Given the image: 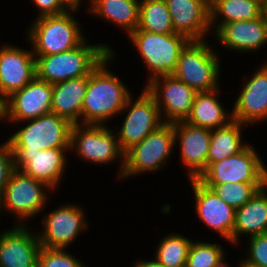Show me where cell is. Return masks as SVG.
Segmentation results:
<instances>
[{"label":"cell","mask_w":267,"mask_h":267,"mask_svg":"<svg viewBox=\"0 0 267 267\" xmlns=\"http://www.w3.org/2000/svg\"><path fill=\"white\" fill-rule=\"evenodd\" d=\"M113 50L88 76L84 96L81 124L107 125L120 115L128 98L133 95L119 76L108 68L116 56Z\"/></svg>","instance_id":"obj_1"},{"label":"cell","mask_w":267,"mask_h":267,"mask_svg":"<svg viewBox=\"0 0 267 267\" xmlns=\"http://www.w3.org/2000/svg\"><path fill=\"white\" fill-rule=\"evenodd\" d=\"M114 48L107 43L89 44L86 38L77 47L59 54L35 56L36 77L51 84L89 76Z\"/></svg>","instance_id":"obj_2"},{"label":"cell","mask_w":267,"mask_h":267,"mask_svg":"<svg viewBox=\"0 0 267 267\" xmlns=\"http://www.w3.org/2000/svg\"><path fill=\"white\" fill-rule=\"evenodd\" d=\"M75 13L40 16L30 23L26 36L34 56L69 51L86 39Z\"/></svg>","instance_id":"obj_3"},{"label":"cell","mask_w":267,"mask_h":267,"mask_svg":"<svg viewBox=\"0 0 267 267\" xmlns=\"http://www.w3.org/2000/svg\"><path fill=\"white\" fill-rule=\"evenodd\" d=\"M209 40H190L183 48L172 74L196 92L219 88L221 63L218 50ZM214 48V50H213ZM216 51V52H215Z\"/></svg>","instance_id":"obj_4"},{"label":"cell","mask_w":267,"mask_h":267,"mask_svg":"<svg viewBox=\"0 0 267 267\" xmlns=\"http://www.w3.org/2000/svg\"><path fill=\"white\" fill-rule=\"evenodd\" d=\"M107 125L73 124L69 152L94 165H109L119 160L118 180L125 166V152L120 148L114 128ZM72 151V152H71Z\"/></svg>","instance_id":"obj_5"},{"label":"cell","mask_w":267,"mask_h":267,"mask_svg":"<svg viewBox=\"0 0 267 267\" xmlns=\"http://www.w3.org/2000/svg\"><path fill=\"white\" fill-rule=\"evenodd\" d=\"M127 38L146 64L149 72L146 84L156 77L172 75L181 51L190 41L178 33L155 34L146 30H135Z\"/></svg>","instance_id":"obj_6"},{"label":"cell","mask_w":267,"mask_h":267,"mask_svg":"<svg viewBox=\"0 0 267 267\" xmlns=\"http://www.w3.org/2000/svg\"><path fill=\"white\" fill-rule=\"evenodd\" d=\"M51 190L45 183L15 169L0 197V215L6 210L5 213L15 216V225H28L27 219L36 218L42 211L44 213Z\"/></svg>","instance_id":"obj_7"},{"label":"cell","mask_w":267,"mask_h":267,"mask_svg":"<svg viewBox=\"0 0 267 267\" xmlns=\"http://www.w3.org/2000/svg\"><path fill=\"white\" fill-rule=\"evenodd\" d=\"M174 147V126L171 123H163L125 152V166L119 180L163 169L167 161L169 164L168 159L172 156Z\"/></svg>","instance_id":"obj_8"},{"label":"cell","mask_w":267,"mask_h":267,"mask_svg":"<svg viewBox=\"0 0 267 267\" xmlns=\"http://www.w3.org/2000/svg\"><path fill=\"white\" fill-rule=\"evenodd\" d=\"M18 123L23 125L22 128L20 127L8 137L12 151L37 152L44 149L70 147L73 124L64 117L48 113Z\"/></svg>","instance_id":"obj_9"},{"label":"cell","mask_w":267,"mask_h":267,"mask_svg":"<svg viewBox=\"0 0 267 267\" xmlns=\"http://www.w3.org/2000/svg\"><path fill=\"white\" fill-rule=\"evenodd\" d=\"M256 150L248 144L239 153L211 163L197 180L201 184L267 183V166Z\"/></svg>","instance_id":"obj_10"},{"label":"cell","mask_w":267,"mask_h":267,"mask_svg":"<svg viewBox=\"0 0 267 267\" xmlns=\"http://www.w3.org/2000/svg\"><path fill=\"white\" fill-rule=\"evenodd\" d=\"M125 112L123 124L114 129L117 130L115 133L124 152L163 124L156 101L145 87L135 100L132 95L128 98L120 114L125 115Z\"/></svg>","instance_id":"obj_11"},{"label":"cell","mask_w":267,"mask_h":267,"mask_svg":"<svg viewBox=\"0 0 267 267\" xmlns=\"http://www.w3.org/2000/svg\"><path fill=\"white\" fill-rule=\"evenodd\" d=\"M72 204L59 205L43 214V229L41 232L40 229L36 231L41 247L65 249L74 243L80 233L89 229L84 208L79 204Z\"/></svg>","instance_id":"obj_12"},{"label":"cell","mask_w":267,"mask_h":267,"mask_svg":"<svg viewBox=\"0 0 267 267\" xmlns=\"http://www.w3.org/2000/svg\"><path fill=\"white\" fill-rule=\"evenodd\" d=\"M159 108L163 123L186 121L196 91L173 75L159 76L144 85Z\"/></svg>","instance_id":"obj_13"},{"label":"cell","mask_w":267,"mask_h":267,"mask_svg":"<svg viewBox=\"0 0 267 267\" xmlns=\"http://www.w3.org/2000/svg\"><path fill=\"white\" fill-rule=\"evenodd\" d=\"M53 84L36 76L5 99V122H23L51 113ZM16 123V124H15Z\"/></svg>","instance_id":"obj_14"},{"label":"cell","mask_w":267,"mask_h":267,"mask_svg":"<svg viewBox=\"0 0 267 267\" xmlns=\"http://www.w3.org/2000/svg\"><path fill=\"white\" fill-rule=\"evenodd\" d=\"M15 169L45 183L52 192L59 188L67 166L69 148L44 149L37 152L12 151ZM57 186V187H56Z\"/></svg>","instance_id":"obj_15"},{"label":"cell","mask_w":267,"mask_h":267,"mask_svg":"<svg viewBox=\"0 0 267 267\" xmlns=\"http://www.w3.org/2000/svg\"><path fill=\"white\" fill-rule=\"evenodd\" d=\"M194 196L196 216L210 230L232 245L235 209L197 179H188Z\"/></svg>","instance_id":"obj_16"},{"label":"cell","mask_w":267,"mask_h":267,"mask_svg":"<svg viewBox=\"0 0 267 267\" xmlns=\"http://www.w3.org/2000/svg\"><path fill=\"white\" fill-rule=\"evenodd\" d=\"M243 79V88L234 100L233 120L250 126L267 121V62Z\"/></svg>","instance_id":"obj_17"},{"label":"cell","mask_w":267,"mask_h":267,"mask_svg":"<svg viewBox=\"0 0 267 267\" xmlns=\"http://www.w3.org/2000/svg\"><path fill=\"white\" fill-rule=\"evenodd\" d=\"M36 76L32 49L5 43L0 46V95L6 99Z\"/></svg>","instance_id":"obj_18"},{"label":"cell","mask_w":267,"mask_h":267,"mask_svg":"<svg viewBox=\"0 0 267 267\" xmlns=\"http://www.w3.org/2000/svg\"><path fill=\"white\" fill-rule=\"evenodd\" d=\"M41 249L29 225H14L0 232V267H37Z\"/></svg>","instance_id":"obj_19"},{"label":"cell","mask_w":267,"mask_h":267,"mask_svg":"<svg viewBox=\"0 0 267 267\" xmlns=\"http://www.w3.org/2000/svg\"><path fill=\"white\" fill-rule=\"evenodd\" d=\"M214 36L226 50L238 53L258 52L267 44V13L265 11L252 20L225 23Z\"/></svg>","instance_id":"obj_20"},{"label":"cell","mask_w":267,"mask_h":267,"mask_svg":"<svg viewBox=\"0 0 267 267\" xmlns=\"http://www.w3.org/2000/svg\"><path fill=\"white\" fill-rule=\"evenodd\" d=\"M175 143H179L181 163L189 179H197L207 168L211 130L196 127L185 121L173 123Z\"/></svg>","instance_id":"obj_21"},{"label":"cell","mask_w":267,"mask_h":267,"mask_svg":"<svg viewBox=\"0 0 267 267\" xmlns=\"http://www.w3.org/2000/svg\"><path fill=\"white\" fill-rule=\"evenodd\" d=\"M175 33L205 40L211 33L210 0H165ZM208 34V35H207Z\"/></svg>","instance_id":"obj_22"},{"label":"cell","mask_w":267,"mask_h":267,"mask_svg":"<svg viewBox=\"0 0 267 267\" xmlns=\"http://www.w3.org/2000/svg\"><path fill=\"white\" fill-rule=\"evenodd\" d=\"M267 233V184L247 203L235 210L232 246L240 245L241 236Z\"/></svg>","instance_id":"obj_23"},{"label":"cell","mask_w":267,"mask_h":267,"mask_svg":"<svg viewBox=\"0 0 267 267\" xmlns=\"http://www.w3.org/2000/svg\"><path fill=\"white\" fill-rule=\"evenodd\" d=\"M220 92V87L211 91L196 92L190 115L185 122L213 130L233 121L232 110L228 112L220 101Z\"/></svg>","instance_id":"obj_24"},{"label":"cell","mask_w":267,"mask_h":267,"mask_svg":"<svg viewBox=\"0 0 267 267\" xmlns=\"http://www.w3.org/2000/svg\"><path fill=\"white\" fill-rule=\"evenodd\" d=\"M87 84L88 76L53 84L51 113L66 118L72 124H81Z\"/></svg>","instance_id":"obj_25"},{"label":"cell","mask_w":267,"mask_h":267,"mask_svg":"<svg viewBox=\"0 0 267 267\" xmlns=\"http://www.w3.org/2000/svg\"><path fill=\"white\" fill-rule=\"evenodd\" d=\"M86 3H89L87 12L122 28L127 36L138 28L140 0H88Z\"/></svg>","instance_id":"obj_26"},{"label":"cell","mask_w":267,"mask_h":267,"mask_svg":"<svg viewBox=\"0 0 267 267\" xmlns=\"http://www.w3.org/2000/svg\"><path fill=\"white\" fill-rule=\"evenodd\" d=\"M265 11L259 0H210L211 31L215 33L225 23L255 19Z\"/></svg>","instance_id":"obj_27"},{"label":"cell","mask_w":267,"mask_h":267,"mask_svg":"<svg viewBox=\"0 0 267 267\" xmlns=\"http://www.w3.org/2000/svg\"><path fill=\"white\" fill-rule=\"evenodd\" d=\"M245 127L248 126L233 120L224 127L211 130L207 167L213 162L239 153L248 145L247 141L244 142L242 138V131Z\"/></svg>","instance_id":"obj_28"},{"label":"cell","mask_w":267,"mask_h":267,"mask_svg":"<svg viewBox=\"0 0 267 267\" xmlns=\"http://www.w3.org/2000/svg\"><path fill=\"white\" fill-rule=\"evenodd\" d=\"M136 30L155 34H173V24L165 0H140L139 22Z\"/></svg>","instance_id":"obj_29"},{"label":"cell","mask_w":267,"mask_h":267,"mask_svg":"<svg viewBox=\"0 0 267 267\" xmlns=\"http://www.w3.org/2000/svg\"><path fill=\"white\" fill-rule=\"evenodd\" d=\"M191 243V238L178 232L166 234L158 243L154 258L164 267H185Z\"/></svg>","instance_id":"obj_30"},{"label":"cell","mask_w":267,"mask_h":267,"mask_svg":"<svg viewBox=\"0 0 267 267\" xmlns=\"http://www.w3.org/2000/svg\"><path fill=\"white\" fill-rule=\"evenodd\" d=\"M267 183L203 184L235 210L247 203Z\"/></svg>","instance_id":"obj_31"},{"label":"cell","mask_w":267,"mask_h":267,"mask_svg":"<svg viewBox=\"0 0 267 267\" xmlns=\"http://www.w3.org/2000/svg\"><path fill=\"white\" fill-rule=\"evenodd\" d=\"M224 256L227 253L219 243L192 240L185 267H215Z\"/></svg>","instance_id":"obj_32"},{"label":"cell","mask_w":267,"mask_h":267,"mask_svg":"<svg viewBox=\"0 0 267 267\" xmlns=\"http://www.w3.org/2000/svg\"><path fill=\"white\" fill-rule=\"evenodd\" d=\"M78 259L65 249L41 247L37 267H89Z\"/></svg>","instance_id":"obj_33"},{"label":"cell","mask_w":267,"mask_h":267,"mask_svg":"<svg viewBox=\"0 0 267 267\" xmlns=\"http://www.w3.org/2000/svg\"><path fill=\"white\" fill-rule=\"evenodd\" d=\"M247 252L244 259L251 264L267 267V233L248 237Z\"/></svg>","instance_id":"obj_34"},{"label":"cell","mask_w":267,"mask_h":267,"mask_svg":"<svg viewBox=\"0 0 267 267\" xmlns=\"http://www.w3.org/2000/svg\"><path fill=\"white\" fill-rule=\"evenodd\" d=\"M15 170L14 157L9 140L0 145V197L4 192L12 172Z\"/></svg>","instance_id":"obj_35"},{"label":"cell","mask_w":267,"mask_h":267,"mask_svg":"<svg viewBox=\"0 0 267 267\" xmlns=\"http://www.w3.org/2000/svg\"><path fill=\"white\" fill-rule=\"evenodd\" d=\"M37 8V17L45 15H59L67 12L58 0H31Z\"/></svg>","instance_id":"obj_36"},{"label":"cell","mask_w":267,"mask_h":267,"mask_svg":"<svg viewBox=\"0 0 267 267\" xmlns=\"http://www.w3.org/2000/svg\"><path fill=\"white\" fill-rule=\"evenodd\" d=\"M67 12H79L83 0H58Z\"/></svg>","instance_id":"obj_37"},{"label":"cell","mask_w":267,"mask_h":267,"mask_svg":"<svg viewBox=\"0 0 267 267\" xmlns=\"http://www.w3.org/2000/svg\"><path fill=\"white\" fill-rule=\"evenodd\" d=\"M132 267H164L154 257L152 260H137Z\"/></svg>","instance_id":"obj_38"},{"label":"cell","mask_w":267,"mask_h":267,"mask_svg":"<svg viewBox=\"0 0 267 267\" xmlns=\"http://www.w3.org/2000/svg\"><path fill=\"white\" fill-rule=\"evenodd\" d=\"M5 122V99L0 95V122Z\"/></svg>","instance_id":"obj_39"},{"label":"cell","mask_w":267,"mask_h":267,"mask_svg":"<svg viewBox=\"0 0 267 267\" xmlns=\"http://www.w3.org/2000/svg\"><path fill=\"white\" fill-rule=\"evenodd\" d=\"M238 267H260V266H256L254 264H251L248 261H246L245 259L241 258L239 261Z\"/></svg>","instance_id":"obj_40"},{"label":"cell","mask_w":267,"mask_h":267,"mask_svg":"<svg viewBox=\"0 0 267 267\" xmlns=\"http://www.w3.org/2000/svg\"><path fill=\"white\" fill-rule=\"evenodd\" d=\"M225 258L226 256H224L215 267H229V263L226 262Z\"/></svg>","instance_id":"obj_41"},{"label":"cell","mask_w":267,"mask_h":267,"mask_svg":"<svg viewBox=\"0 0 267 267\" xmlns=\"http://www.w3.org/2000/svg\"><path fill=\"white\" fill-rule=\"evenodd\" d=\"M264 6L267 5V0H259Z\"/></svg>","instance_id":"obj_42"}]
</instances>
